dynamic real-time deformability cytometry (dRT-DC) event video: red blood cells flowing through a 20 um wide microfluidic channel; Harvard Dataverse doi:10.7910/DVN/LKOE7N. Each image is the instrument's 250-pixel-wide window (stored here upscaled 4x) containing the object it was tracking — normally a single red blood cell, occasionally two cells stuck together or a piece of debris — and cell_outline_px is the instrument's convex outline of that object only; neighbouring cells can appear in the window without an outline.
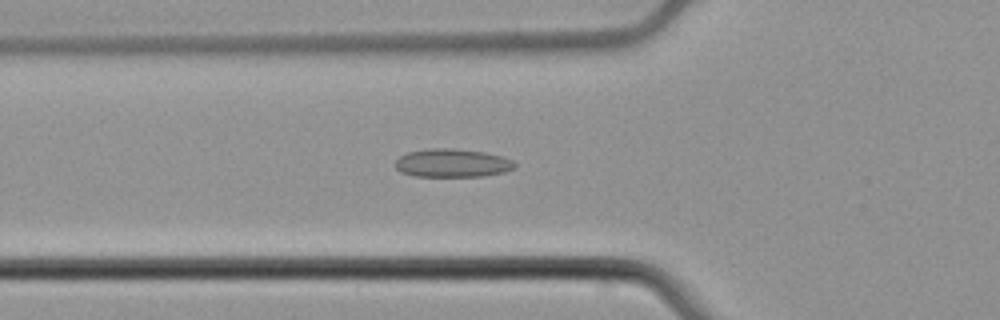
{"species": "common noctule bat (a hibernating species)", "species_latin": "Nyctalus noctula", "temperature_condition": "cold", "stored_images_in_passage": 42, "camera_frame_rate_fps": 3000, "um_per_image_px": 0.085, "animal": {"sex": "male", "body_mass_g": 21.5, "forearm_length_mm": 52.0}, "frame": {"image": 1, "passage_image": 13, "time_ms": 4.0, "image_size_px": [1000, 320], "cell_outline_px": [[516, 168], [504, 172], [484, 176], [412, 176], [400, 172], [396, 168], [396, 160], [400, 156], [408, 152], [428, 148], [456, 148], [484, 152], [500, 156], [512, 160], [516, 164]], "centroid_in_image_um": [38.44, 13.86], "position_along_channel_um": 87.4, "area_um2": 19.83}}
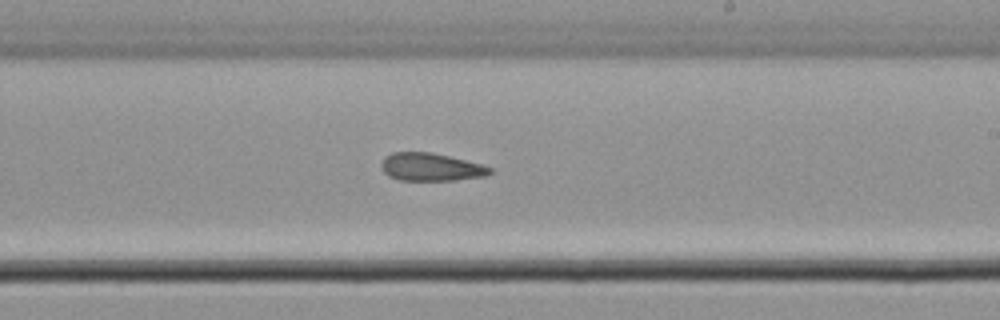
{"frame": {"image": 2, "passage_image": 26, "time_ms": 8.333, "image_size_px": [1000, 320], "cell_outline_px": [[492, 172], [484, 176], [456, 180], [400, 180], [388, 176], [380, 168], [380, 164], [384, 156], [392, 152], [432, 152], [480, 164], [492, 168]], "centroid_in_image_um": [36.56, 14.19], "position_along_channel_um": 252.4, "area_um2": 17.63}}
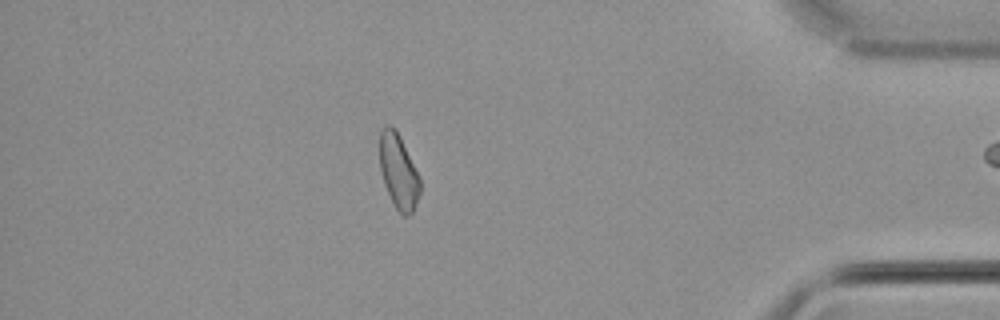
{"frame": {"image": 3, "passage_image": 41, "time_ms": 13.333, "image_size_px": [1000, 320], "cell_outline_px": [[420, 192], [416, 204], [412, 212], [408, 216], [404, 216], [396, 208], [384, 184], [380, 168], [380, 128], [388, 124], [400, 136], [420, 176]], "centroid_in_image_um": [33.88, 14.57], "position_along_channel_um": 401.3, "area_um2": 17.4}}